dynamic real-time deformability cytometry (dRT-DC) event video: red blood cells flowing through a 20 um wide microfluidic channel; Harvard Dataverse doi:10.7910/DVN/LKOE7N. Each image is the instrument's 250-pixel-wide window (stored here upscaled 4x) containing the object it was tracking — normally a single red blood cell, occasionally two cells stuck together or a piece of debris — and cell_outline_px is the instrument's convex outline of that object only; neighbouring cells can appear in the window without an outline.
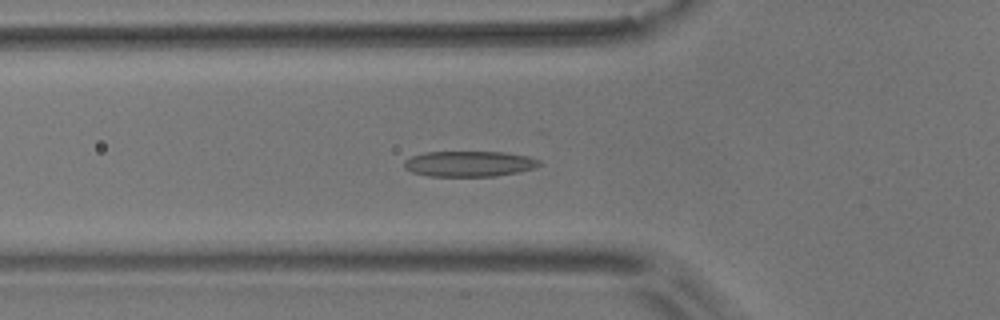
{"species": "common noctule bat (a hibernating species)", "species_latin": "Nyctalus noctula", "temperature_condition": "room temperature", "stored_images_in_passage": 42, "camera_frame_rate_fps": 3000, "um_per_image_px": 0.085, "animal": {"sex": "male", "body_mass_g": 17.9}, "frame": {"image": 1, "passage_image": 6, "time_ms": 1.667, "image_size_px": [1000, 320], "cell_outline_px": [[540, 164], [532, 168], [516, 172], [496, 176], [428, 176], [412, 172], [404, 168], [404, 160], [412, 156], [424, 152], [504, 152], [528, 156], [540, 160]], "centroid_in_image_um": [39.84, 13.92], "position_along_channel_um": 86.0, "area_um2": 20.06}}
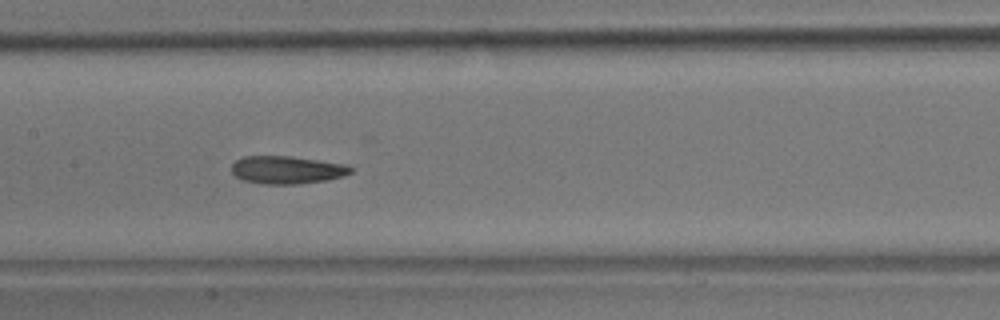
{"frame": {"image": 2, "passage_image": 14, "time_ms": 4.333, "image_size_px": [1000, 320], "cell_outline_px": [[356, 168], [352, 172], [344, 176], [328, 180], [300, 184], [264, 184], [244, 180], [236, 176], [232, 172], [232, 164], [236, 160], [244, 156], [292, 156], [348, 164]], "centroid_in_image_um": [24.47, 14.43], "position_along_channel_um": 182.9, "area_um2": 19.59}}
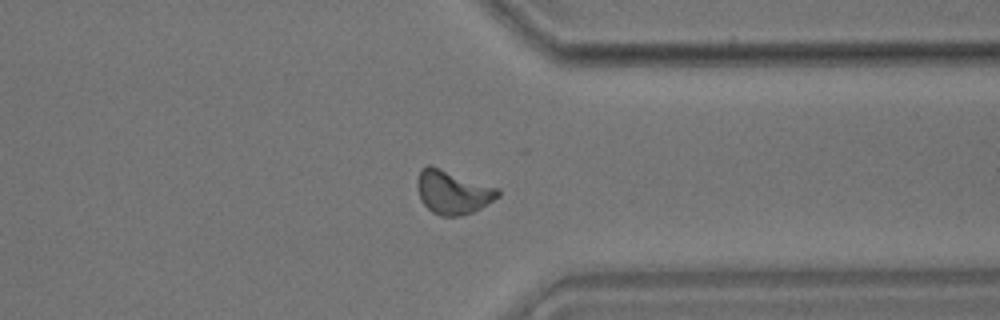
{"frame": {"image": 3, "passage_image": 30, "time_ms": 9.667, "image_size_px": [1000, 320], "cell_outline_px": [[500, 196], [480, 208], [472, 212], [460, 216], [440, 216], [432, 212], [420, 200], [416, 184], [420, 168], [428, 164], [432, 164], [500, 188]], "centroid_in_image_um": [38.48, 16.3], "position_along_channel_um": 372.9, "area_um2": 20.98}, "authors_computed_cell_mechanics": {"area_um2": 19.1318, "velocity_mm_per_s": 3.6151, "shape_relaxation_time_tau1_ms": 5.8608, "shape_relaxation_time_tau2_ms": 3.9081, "deformation_change_tau1": 0.1405, "deformation_change_tau2": 0.1209}}